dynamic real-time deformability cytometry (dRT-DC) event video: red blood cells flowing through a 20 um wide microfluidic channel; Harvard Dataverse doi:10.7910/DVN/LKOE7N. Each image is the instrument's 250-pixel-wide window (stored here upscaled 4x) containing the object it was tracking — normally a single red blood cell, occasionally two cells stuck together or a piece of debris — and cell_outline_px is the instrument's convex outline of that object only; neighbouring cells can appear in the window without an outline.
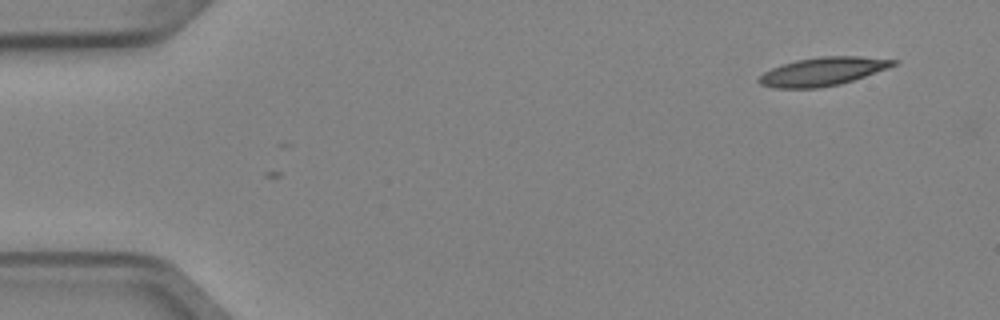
{"species": "Egyptian fruit bat (a non-hibernating species)", "species_latin": "Rousettus aegyptiacus", "temperature_condition": "cold", "stored_images_in_passage": 4, "camera_frame_rate_fps": 3000, "um_per_image_px": 0.085, "animal": {"sex": "female"}, "frame": {"image": 1, "passage_image": 1, "time_ms": 0.0, "image_size_px": [1000, 320], "cell_outline_px": [[900, 60], [896, 64], [888, 68], [840, 84], [820, 88], [772, 88], [760, 84], [756, 80], [764, 72], [780, 64], [796, 60], [820, 56], [860, 56]], "centroid_in_image_um": [69.91, 6.07], "position_along_channel_um": 15.1, "area_um2": 22.31}}
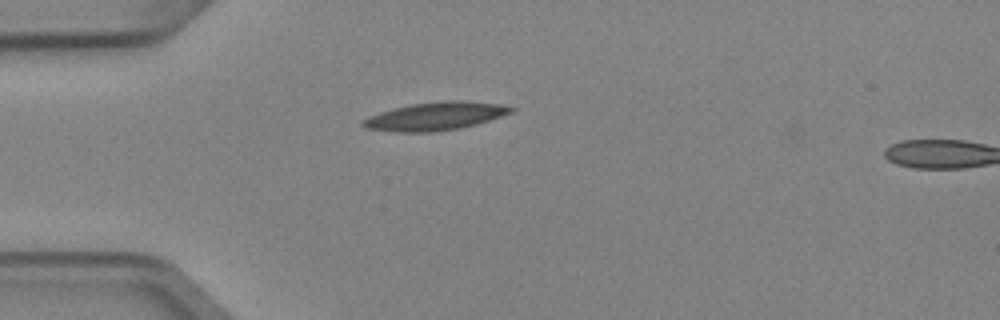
{"frame": {"image": 2, "passage_image": 4, "time_ms": 1.0, "image_size_px": [1000, 320], "cell_outline_px": [[516, 108], [512, 112], [476, 124], [460, 128], [432, 132], [396, 132], [364, 128], [360, 124], [368, 116], [380, 112], [412, 104], [444, 100], [460, 100], [500, 104]], "centroid_in_image_um": [36.99, 9.88], "position_along_channel_um": 48.0, "area_um2": 24.1}}